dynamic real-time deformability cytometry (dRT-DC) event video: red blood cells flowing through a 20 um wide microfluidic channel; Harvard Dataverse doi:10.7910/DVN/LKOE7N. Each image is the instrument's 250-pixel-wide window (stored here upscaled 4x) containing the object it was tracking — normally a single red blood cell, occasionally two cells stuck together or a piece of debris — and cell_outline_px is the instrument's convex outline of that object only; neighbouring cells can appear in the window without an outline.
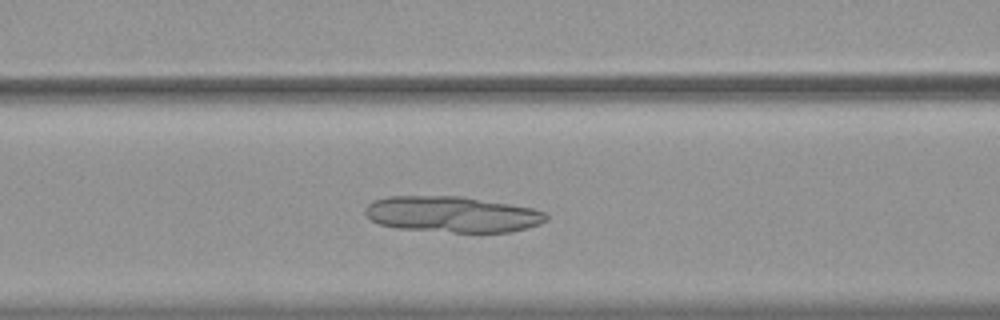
{"species": "common noctule bat (a hibernating species)", "species_latin": "Nyctalus noctula", "temperature_condition": "warm", "stored_images_in_passage": 50, "camera_frame_rate_fps": 3000, "um_per_image_px": 0.085, "animal": {"sex": "female", "body_mass_g": 19.9}, "frame": {"image": 1, "passage_image": 19, "time_ms": 6.0, "image_size_px": [1000, 320], "cell_outline_px": [[548, 220], [540, 224], [512, 232], [452, 232], [396, 228], [380, 224], [372, 220], [364, 212], [364, 208], [372, 200], [388, 196], [464, 196], [532, 208], [544, 212], [548, 216]], "centroid_in_image_um": [38.43, 18.21], "position_along_channel_um": 128.2, "area_um2": 38.09}}
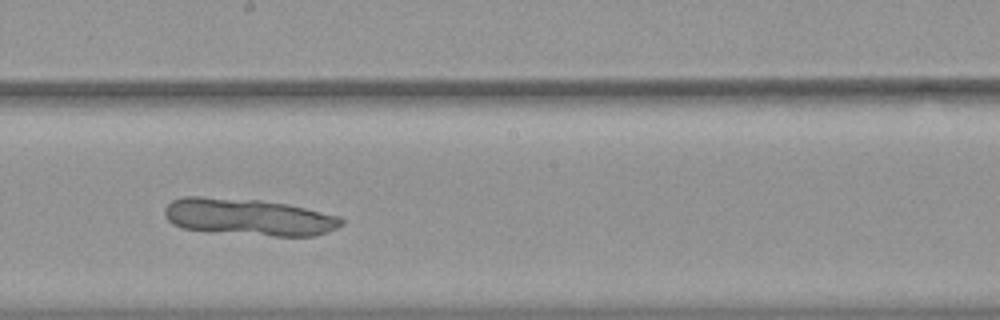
{"frame": {"image": 2, "passage_image": 27, "time_ms": 8.667, "image_size_px": [1000, 320], "cell_outline_px": [[344, 224], [328, 232], [316, 236], [272, 236], [208, 232], [180, 228], [172, 224], [164, 216], [164, 208], [172, 200], [184, 196], [200, 196], [260, 200], [288, 204], [340, 216], [344, 220]], "centroid_in_image_um": [21.11, 18.46], "position_along_channel_um": 227.1, "area_um2": 38.67}}
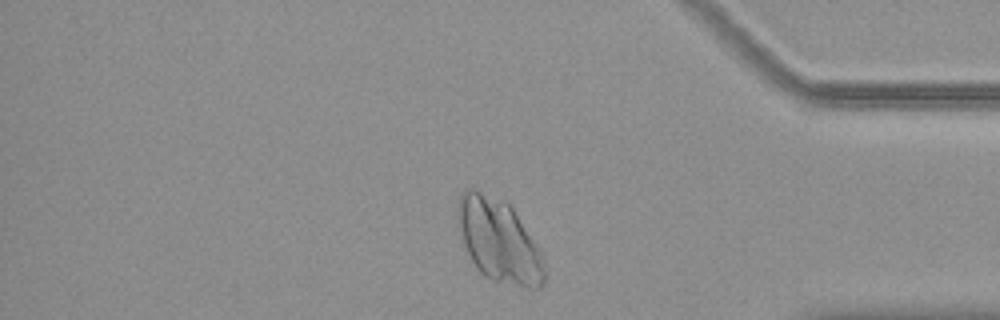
{"frame": {"image": 3, "passage_image": 42, "time_ms": 13.667, "image_size_px": [1000, 320], "cell_outline_px": [[544, 284], [540, 288], [528, 288], [496, 280], [484, 276], [476, 268], [464, 244], [456, 216], [456, 208], [460, 196], [468, 188], [476, 188], [504, 200], [512, 208], [540, 252], [544, 268]], "centroid_in_image_um": [42.37, 20.43], "position_along_channel_um": 392.8, "area_um2": 41.33}}